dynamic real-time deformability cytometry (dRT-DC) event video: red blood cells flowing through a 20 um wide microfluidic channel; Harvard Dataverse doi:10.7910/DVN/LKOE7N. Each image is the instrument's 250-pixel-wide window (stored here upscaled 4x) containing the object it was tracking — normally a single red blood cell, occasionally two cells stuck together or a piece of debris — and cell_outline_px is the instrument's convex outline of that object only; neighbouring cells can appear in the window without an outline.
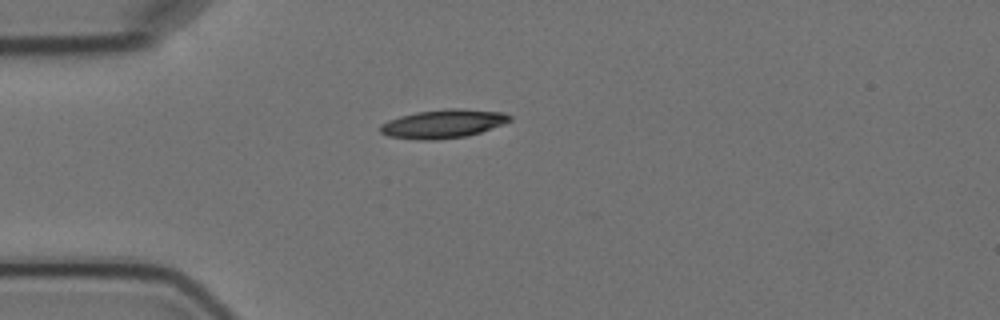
{"species": "Egyptian fruit bat (a non-hibernating species)", "species_latin": "Rousettus aegyptiacus", "temperature_condition": "cold", "stored_images_in_passage": 5, "camera_frame_rate_fps": 3000, "um_per_image_px": 0.085, "animal": {"sex": "female"}, "frame": {"image": 1, "passage_image": 5, "time_ms": 4.667, "image_size_px": [1000, 320], "cell_outline_px": [[512, 120], [504, 124], [480, 132], [464, 136], [436, 140], [420, 140], [388, 136], [380, 132], [380, 124], [388, 120], [400, 116], [416, 112], [448, 108], [460, 108], [504, 112], [512, 116]], "centroid_in_image_um": [37.68, 10.51], "position_along_channel_um": 47.3, "area_um2": 21.68}}